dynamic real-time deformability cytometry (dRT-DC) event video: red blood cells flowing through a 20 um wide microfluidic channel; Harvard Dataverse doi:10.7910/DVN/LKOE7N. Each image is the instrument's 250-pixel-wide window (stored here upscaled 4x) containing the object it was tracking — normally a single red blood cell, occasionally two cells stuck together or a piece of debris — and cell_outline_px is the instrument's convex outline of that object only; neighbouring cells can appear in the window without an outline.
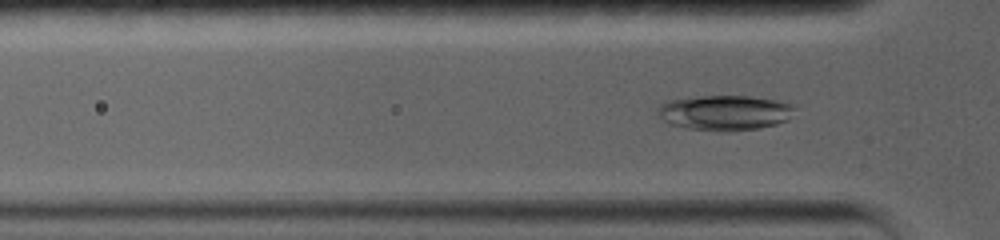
{"species": "common noctule bat (a hibernating species)", "species_latin": "Nyctalus noctula", "temperature_condition": "warm", "stored_images_in_passage": 16, "camera_frame_rate_fps": 5000, "um_per_image_px": 0.085, "animal": {"sex": "female", "body_mass_g": 19.0, "forearm_length_mm": 56.7}, "frame": {"image": 1, "passage_image": 6, "time_ms": 1.6, "image_size_px": [1000, 240], "cell_outline_px": [[796, 108], [788, 120], [776, 124], [760, 128], [688, 128], [672, 124], [664, 120], [656, 112], [660, 104], [668, 100], [700, 96], [752, 96], [776, 100], [792, 104]], "centroid_in_image_um": [61.63, 9.52], "position_along_channel_um": 64.2, "area_um2": 27.05}}
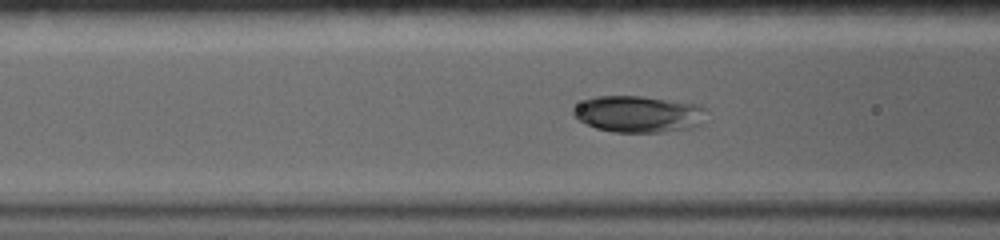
{"frame": {"image": 2, "passage_image": 10, "time_ms": 3.0, "image_size_px": [1000, 240], "cell_outline_px": [[708, 108], [704, 124], [692, 128], [664, 132], [612, 132], [596, 128], [580, 120], [572, 112], [572, 108], [584, 100], [596, 96], [640, 96], [700, 104]], "centroid_in_image_um": [54.36, 9.7], "position_along_channel_um": 112.2, "area_um2": 28.73}}
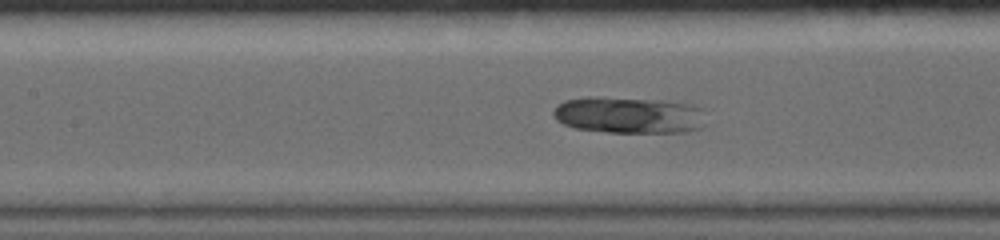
{"frame": {"image": 3, "passage_image": 14, "time_ms": 4.2, "image_size_px": [1000, 240], "cell_outline_px": [[704, 124], [700, 128], [688, 132], [608, 132], [576, 128], [564, 124], [556, 120], [552, 112], [556, 104], [564, 100], [588, 96], [664, 100], [692, 104], [704, 108]], "centroid_in_image_um": [53.46, 9.77], "position_along_channel_um": 153.9, "area_um2": 32.95}}